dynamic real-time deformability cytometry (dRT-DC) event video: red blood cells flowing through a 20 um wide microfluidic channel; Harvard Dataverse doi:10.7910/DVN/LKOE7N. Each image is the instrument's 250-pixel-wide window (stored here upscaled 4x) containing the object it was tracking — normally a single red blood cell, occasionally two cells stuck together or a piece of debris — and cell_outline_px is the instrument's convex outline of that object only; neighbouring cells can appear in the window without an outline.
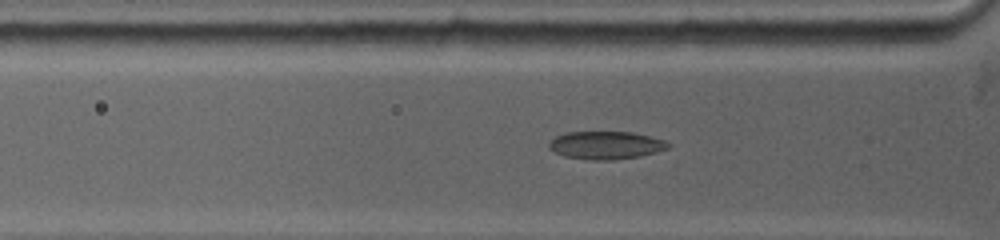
{"species": "common noctule bat (a hibernating species)", "species_latin": "Nyctalus noctula", "temperature_condition": "warm", "stored_images_in_passage": 53, "camera_frame_rate_fps": 5000, "um_per_image_px": 0.085, "animal": {"sex": "female", "body_mass_g": 19.0, "forearm_length_mm": 53.3}, "frame": {"image": 1, "passage_image": 2, "time_ms": 0.2, "image_size_px": [1000, 240], "cell_outline_px": [[672, 144], [668, 148], [656, 152], [640, 156], [612, 160], [592, 160], [564, 156], [548, 148], [548, 144], [556, 136], [564, 132], [632, 132], [664, 140]], "centroid_in_image_um": [51.5, 12.34], "position_along_channel_um": 74.3, "area_um2": 19.31}}
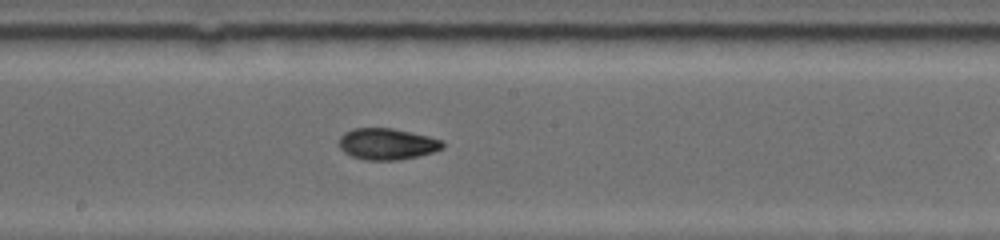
{"frame": {"image": 2, "passage_image": 22, "time_ms": 3.8, "image_size_px": [1000, 240], "cell_outline_px": [[444, 148], [432, 152], [416, 156], [396, 160], [368, 160], [352, 156], [344, 152], [340, 148], [340, 136], [344, 132], [352, 128], [392, 128], [428, 136], [440, 140], [444, 144]], "centroid_in_image_um": [32.87, 12.23], "position_along_channel_um": 215.3, "area_um2": 18.73}}
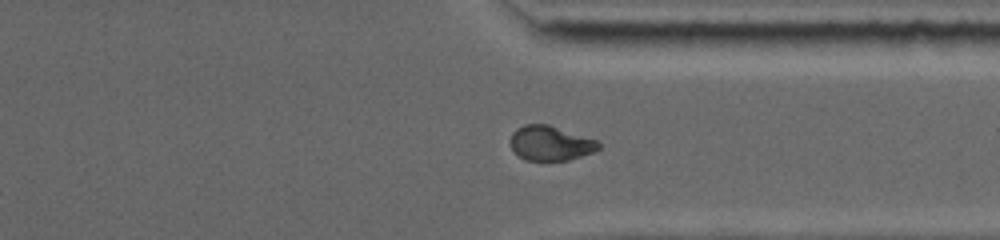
{"frame": {"image": 3, "passage_image": 44, "time_ms": 7.6, "image_size_px": [1000, 240], "cell_outline_px": [[600, 148], [592, 152], [568, 160], [524, 160], [512, 148], [512, 132], [516, 128], [524, 124], [548, 124], [596, 140], [600, 144]], "centroid_in_image_um": [46.78, 12.16], "position_along_channel_um": 364.6, "area_um2": 17.51}}